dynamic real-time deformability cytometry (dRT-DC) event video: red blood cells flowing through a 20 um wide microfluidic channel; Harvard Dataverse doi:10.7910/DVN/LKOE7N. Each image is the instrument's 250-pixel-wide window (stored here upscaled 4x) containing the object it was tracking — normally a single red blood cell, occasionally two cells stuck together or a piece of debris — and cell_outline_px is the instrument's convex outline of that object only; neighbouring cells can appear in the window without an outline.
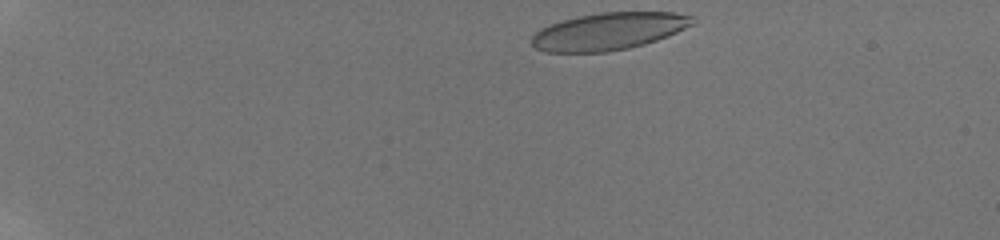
{"species": "human", "species_latin": "Homo sapiens", "temperature_condition": "room temperature", "stored_images_in_passage": 38, "camera_frame_rate_fps": 3000, "um_per_image_px": 0.085, "donor": {"sex": "male"}, "frame": {"image": 1, "passage_image": 1, "time_ms": 0.0, "image_size_px": [1000, 240], "cell_outline_px": [[696, 20], [692, 24], [668, 36], [644, 44], [628, 48], [604, 52], [544, 52], [536, 48], [532, 44], [532, 36], [540, 28], [560, 20], [600, 12], [672, 12], [696, 16]], "centroid_in_image_um": [51.74, 2.65], "position_along_channel_um": 33.3, "area_um2": 34.91}}
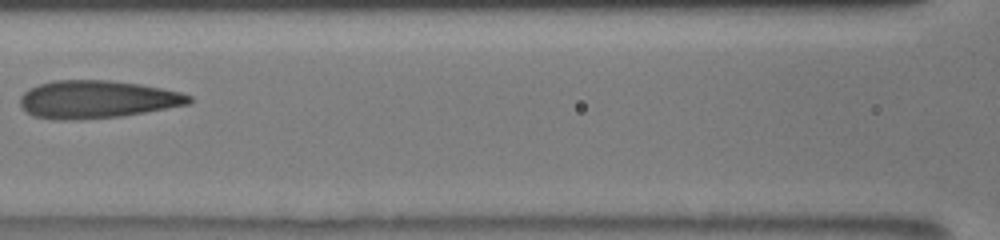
{"frame": {"image": 2, "passage_image": 18, "time_ms": 6.0, "image_size_px": [1000, 240], "cell_outline_px": [[192, 100], [188, 104], [144, 112], [120, 116], [76, 120], [52, 120], [32, 116], [24, 112], [20, 108], [20, 96], [28, 88], [52, 80], [112, 80], [140, 84], [180, 92], [192, 96]], "centroid_in_image_um": [8.16, 8.45], "position_along_channel_um": 158.4, "area_um2": 37.45}}
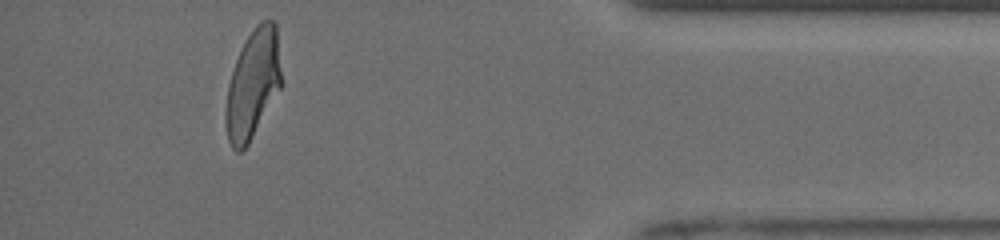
{"frame": {"image": 3, "passage_image": 34, "time_ms": 13.333, "image_size_px": [1000, 240], "cell_outline_px": [[280, 88], [248, 144], [240, 152], [236, 152], [232, 148], [228, 140], [224, 124], [224, 112], [228, 84], [236, 60], [248, 36], [256, 24], [260, 20], [272, 20], [276, 24], [280, 72]], "centroid_in_image_um": [21.45, 7.19], "position_along_channel_um": 413.8, "area_um2": 34.8}, "authors_computed_cell_mechanics": {"area_um2": 36.4718, "velocity_mm_per_s": 3.9324, "shape_relaxation_time_tau1_ms": 10.1045, "shape_relaxation_time_tau2_ms": 1.1004, "deformation_change_tau1": 0.3144, "deformation_change_tau2": 0.1079}}